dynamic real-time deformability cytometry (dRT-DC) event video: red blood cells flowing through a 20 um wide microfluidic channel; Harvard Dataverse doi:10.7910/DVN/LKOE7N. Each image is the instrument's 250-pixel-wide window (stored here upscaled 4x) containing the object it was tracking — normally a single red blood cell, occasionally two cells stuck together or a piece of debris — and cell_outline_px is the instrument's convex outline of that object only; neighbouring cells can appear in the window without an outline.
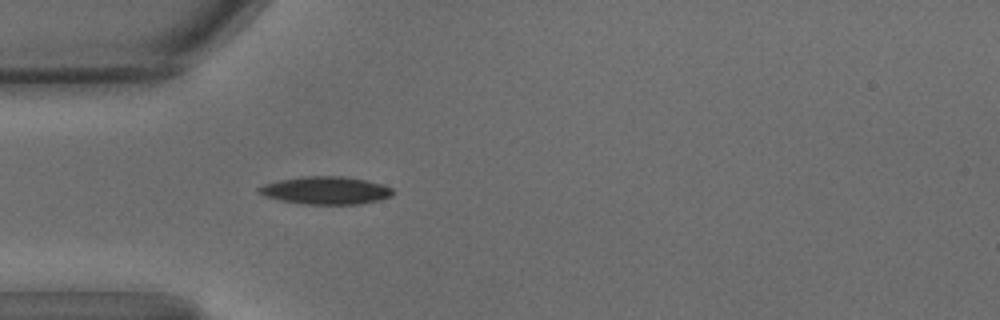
{"species": "common noctule bat (a hibernating species)", "species_latin": "Nyctalus noctula", "temperature_condition": "warm", "stored_images_in_passage": 13, "camera_frame_rate_fps": 3000, "um_per_image_px": 0.085, "animal": {"sex": "male", "body_mass_g": 15.6}, "frame": {"image": 1, "passage_image": 6, "time_ms": 1.667, "image_size_px": [1000, 320], "cell_outline_px": [[392, 196], [380, 200], [360, 204], [304, 204], [280, 200], [264, 196], [256, 192], [256, 188], [264, 184], [276, 180], [304, 176], [344, 176], [364, 180], [380, 184], [392, 188]], "centroid_in_image_um": [27.63, 16.18], "position_along_channel_um": 57.4, "area_um2": 21.73}}
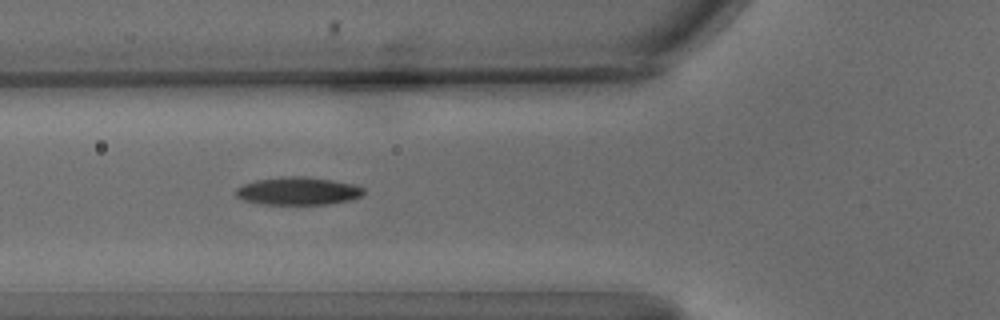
{"frame": {"image": 2, "passage_image": 10, "time_ms": 3.0, "image_size_px": [1000, 320], "cell_outline_px": [[364, 192], [360, 196], [352, 200], [328, 204], [264, 204], [240, 200], [236, 196], [236, 188], [240, 184], [256, 180], [280, 176], [304, 176], [332, 180], [356, 184], [364, 188]], "centroid_in_image_um": [25.31, 16.23], "position_along_channel_um": 100.5, "area_um2": 21.04}}